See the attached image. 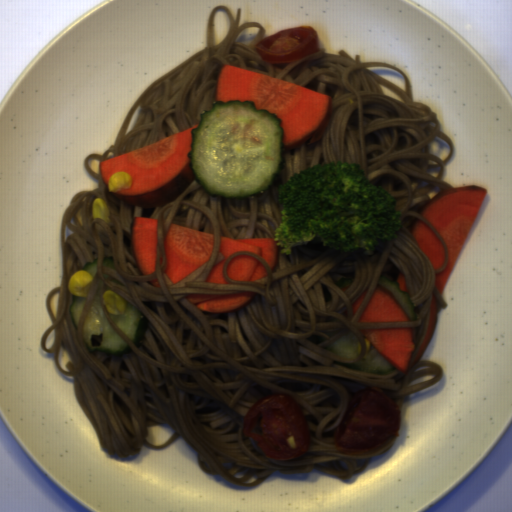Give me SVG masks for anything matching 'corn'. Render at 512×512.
I'll use <instances>...</instances> for the list:
<instances>
[{
	"instance_id": "corn-1",
	"label": "corn",
	"mask_w": 512,
	"mask_h": 512,
	"mask_svg": "<svg viewBox=\"0 0 512 512\" xmlns=\"http://www.w3.org/2000/svg\"><path fill=\"white\" fill-rule=\"evenodd\" d=\"M93 282L94 279L90 273L84 269H79L70 275L67 288L72 297L75 295L85 298Z\"/></svg>"
},
{
	"instance_id": "corn-2",
	"label": "corn",
	"mask_w": 512,
	"mask_h": 512,
	"mask_svg": "<svg viewBox=\"0 0 512 512\" xmlns=\"http://www.w3.org/2000/svg\"><path fill=\"white\" fill-rule=\"evenodd\" d=\"M101 299L111 316L124 314L127 303L121 295L108 289L101 295Z\"/></svg>"
},
{
	"instance_id": "corn-7",
	"label": "corn",
	"mask_w": 512,
	"mask_h": 512,
	"mask_svg": "<svg viewBox=\"0 0 512 512\" xmlns=\"http://www.w3.org/2000/svg\"><path fill=\"white\" fill-rule=\"evenodd\" d=\"M357 357L361 355V344L357 341L356 348H355Z\"/></svg>"
},
{
	"instance_id": "corn-6",
	"label": "corn",
	"mask_w": 512,
	"mask_h": 512,
	"mask_svg": "<svg viewBox=\"0 0 512 512\" xmlns=\"http://www.w3.org/2000/svg\"><path fill=\"white\" fill-rule=\"evenodd\" d=\"M364 344H365V349H364V351H365V353H366V352H367V351H369V349H370V343H369V340H368V338H367V337H364Z\"/></svg>"
},
{
	"instance_id": "corn-3",
	"label": "corn",
	"mask_w": 512,
	"mask_h": 512,
	"mask_svg": "<svg viewBox=\"0 0 512 512\" xmlns=\"http://www.w3.org/2000/svg\"><path fill=\"white\" fill-rule=\"evenodd\" d=\"M132 187V178L128 172L121 171L116 172L109 176L107 180V190L108 192H117L122 188L131 189Z\"/></svg>"
},
{
	"instance_id": "corn-4",
	"label": "corn",
	"mask_w": 512,
	"mask_h": 512,
	"mask_svg": "<svg viewBox=\"0 0 512 512\" xmlns=\"http://www.w3.org/2000/svg\"><path fill=\"white\" fill-rule=\"evenodd\" d=\"M91 211L93 219L101 218L103 222L110 223V210L103 198L97 197L93 199L91 203Z\"/></svg>"
},
{
	"instance_id": "corn-5",
	"label": "corn",
	"mask_w": 512,
	"mask_h": 512,
	"mask_svg": "<svg viewBox=\"0 0 512 512\" xmlns=\"http://www.w3.org/2000/svg\"><path fill=\"white\" fill-rule=\"evenodd\" d=\"M78 224L83 227L82 207L76 213Z\"/></svg>"
}]
</instances>
